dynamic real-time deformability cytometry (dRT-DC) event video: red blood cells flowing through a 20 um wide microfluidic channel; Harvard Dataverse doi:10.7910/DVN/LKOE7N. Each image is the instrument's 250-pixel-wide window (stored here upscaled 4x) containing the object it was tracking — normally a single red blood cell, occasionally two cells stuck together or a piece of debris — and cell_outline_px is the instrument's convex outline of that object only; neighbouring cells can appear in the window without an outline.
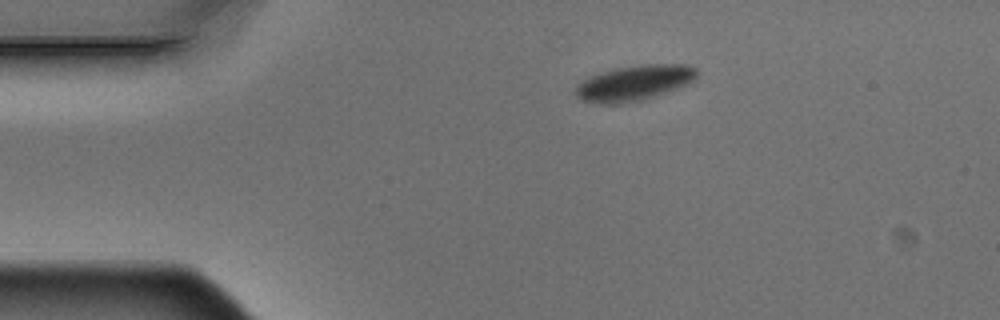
{"species": "Egyptian fruit bat (a non-hibernating species)", "species_latin": "Rousettus aegyptiacus", "temperature_condition": "warm", "stored_images_in_passage": 13, "camera_frame_rate_fps": 3000, "um_per_image_px": 0.085, "animal": {"sex": "male"}, "frame": {"image": 1, "passage_image": 1, "time_ms": 0.0, "image_size_px": [1000, 320], "cell_outline_px": [[700, 72], [696, 80], [656, 96], [644, 100], [620, 104], [600, 104], [580, 100], [576, 96], [576, 84], [580, 80], [588, 76], [600, 72], [620, 68], [644, 64], [684, 64], [696, 68]], "centroid_in_image_um": [53.9, 7.06], "position_along_channel_um": 31.1, "area_um2": 25.32}}
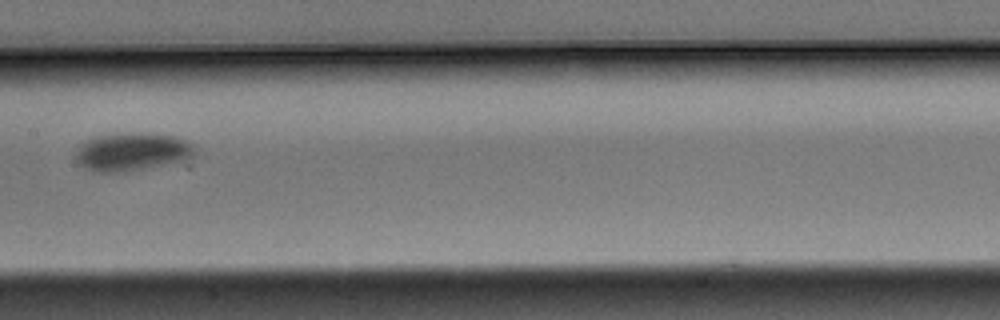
{"frame": {"image": 2, "passage_image": 6, "time_ms": 1.667, "image_size_px": [1000, 320], "cell_outline_px": [[192, 156], [180, 160], [140, 168], [116, 172], [100, 172], [84, 168], [76, 160], [76, 156], [80, 144], [88, 140], [100, 136], [124, 132], [144, 132], [176, 136], [188, 140], [192, 144]], "centroid_in_image_um": [11.18, 12.86], "position_along_channel_um": 196.2, "area_um2": 25.72}}
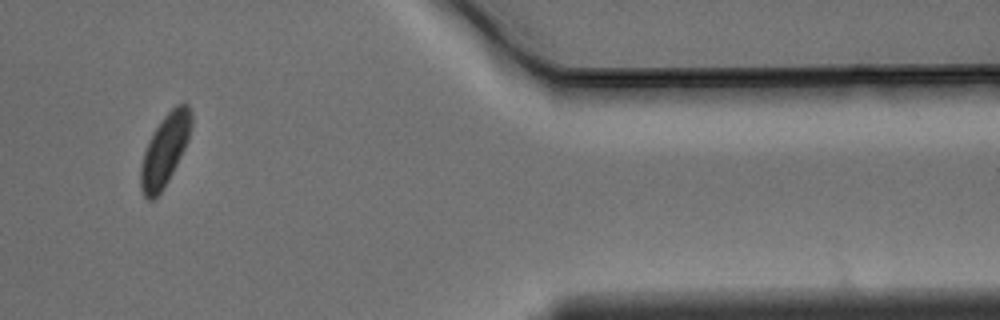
{"frame": {"image": 3, "passage_image": 11, "time_ms": 3.333, "image_size_px": [1000, 320], "cell_outline_px": [[192, 128], [188, 140], [164, 188], [152, 200], [148, 200], [144, 196], [140, 188], [140, 168], [144, 152], [148, 140], [160, 120], [176, 104], [188, 104], [192, 112]], "centroid_in_image_um": [14.01, 12.73], "position_along_channel_um": 397.4, "area_um2": 20.98}}